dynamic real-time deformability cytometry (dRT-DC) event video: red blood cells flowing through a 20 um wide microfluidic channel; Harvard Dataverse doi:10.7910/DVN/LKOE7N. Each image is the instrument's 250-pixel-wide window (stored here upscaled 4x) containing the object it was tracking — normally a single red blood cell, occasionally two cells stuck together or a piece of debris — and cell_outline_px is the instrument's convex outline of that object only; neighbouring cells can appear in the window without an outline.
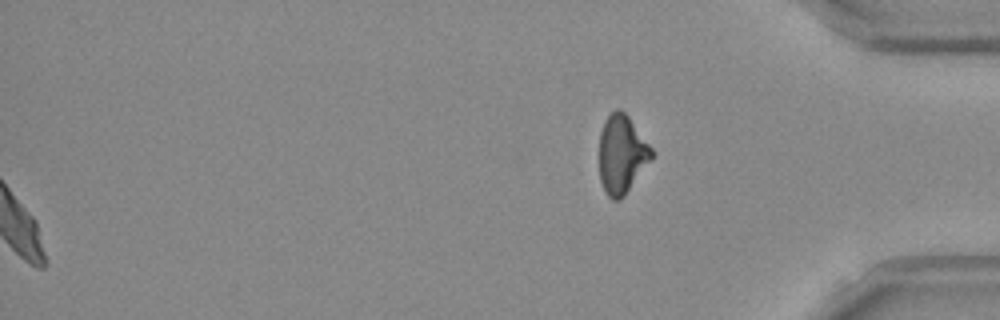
{"species": "Egyptian fruit bat (a non-hibernating species)", "species_latin": "Rousettus aegyptiacus", "temperature_condition": "room temperature", "stored_images_in_passage": 48, "segment_of_instrument_passage": [2, 2], "camera_frame_rate_fps": 3000, "um_per_image_px": 0.085, "frame": {"image": 1, "passage_image": 48, "time_ms": 15.667, "image_size_px": [1000, 320], "cell_outline_px": [[656, 152], [624, 196], [620, 200], [612, 200], [604, 192], [600, 180], [600, 132], [604, 120], [616, 108], [620, 108], [628, 116]], "centroid_in_image_um": [52.85, 13.11], "position_along_channel_um": 382.3, "area_um2": 23.99}}